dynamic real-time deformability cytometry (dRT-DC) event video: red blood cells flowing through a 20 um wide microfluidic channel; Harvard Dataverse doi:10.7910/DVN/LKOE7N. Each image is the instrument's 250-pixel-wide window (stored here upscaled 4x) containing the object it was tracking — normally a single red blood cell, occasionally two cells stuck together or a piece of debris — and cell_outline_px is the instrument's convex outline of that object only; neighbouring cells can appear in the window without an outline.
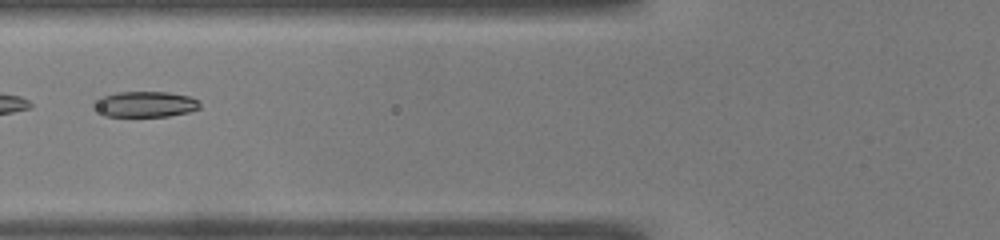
{"species": "common noctule bat (a hibernating species)", "species_latin": "Nyctalus noctula", "temperature_condition": "warm", "stored_images_in_passage": 32, "camera_frame_rate_fps": 3000, "um_per_image_px": 0.085, "animal": {"sex": "male", "body_mass_g": 19.0, "forearm_length_mm": 50.8}, "frame": {"image": 1, "passage_image": 4, "time_ms": 1.0, "image_size_px": [1000, 240], "cell_outline_px": [[200, 108], [188, 112], [168, 116], [104, 116], [92, 108], [92, 100], [100, 96], [116, 92], [168, 92], [188, 96], [196, 100], [200, 104]], "centroid_in_image_um": [12.24, 8.85], "position_along_channel_um": 113.6, "area_um2": 16.07}}
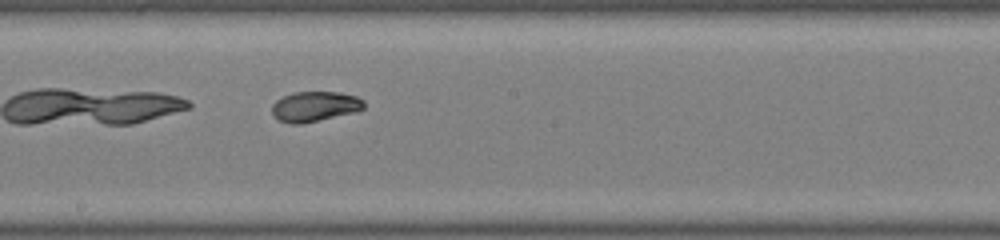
{"frame": {"image": 2, "passage_image": 12, "time_ms": 3.667, "image_size_px": [1000, 240], "cell_outline_px": [[364, 108], [356, 112], [300, 124], [292, 124], [280, 120], [272, 112], [272, 104], [276, 100], [292, 92], [340, 92], [356, 96], [364, 100]], "centroid_in_image_um": [26.78, 9.04], "position_along_channel_um": 221.4, "area_um2": 16.07}}
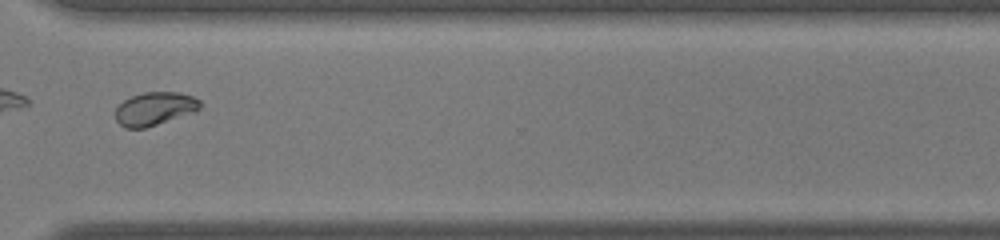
{"frame": {"image": 3, "passage_image": 22, "time_ms": 7.0, "image_size_px": [1000, 240], "cell_outline_px": [[200, 108], [196, 112], [144, 128], [124, 128], [116, 120], [116, 108], [124, 100], [132, 96], [144, 92], [180, 92], [192, 96], [200, 100]], "centroid_in_image_um": [13.16, 9.24], "position_along_channel_um": 357.4, "area_um2": 16.36}, "authors_computed_cell_mechanics": {"area_um2": 16.3285, "velocity_mm_per_s": 4.0572, "shape_relaxation_time_tau1_ms": 5.1239, "shape_relaxation_time_tau2_ms": 0.9953, "deformation_change_tau1": 0.1886, "deformation_change_tau2": 0.0414}}